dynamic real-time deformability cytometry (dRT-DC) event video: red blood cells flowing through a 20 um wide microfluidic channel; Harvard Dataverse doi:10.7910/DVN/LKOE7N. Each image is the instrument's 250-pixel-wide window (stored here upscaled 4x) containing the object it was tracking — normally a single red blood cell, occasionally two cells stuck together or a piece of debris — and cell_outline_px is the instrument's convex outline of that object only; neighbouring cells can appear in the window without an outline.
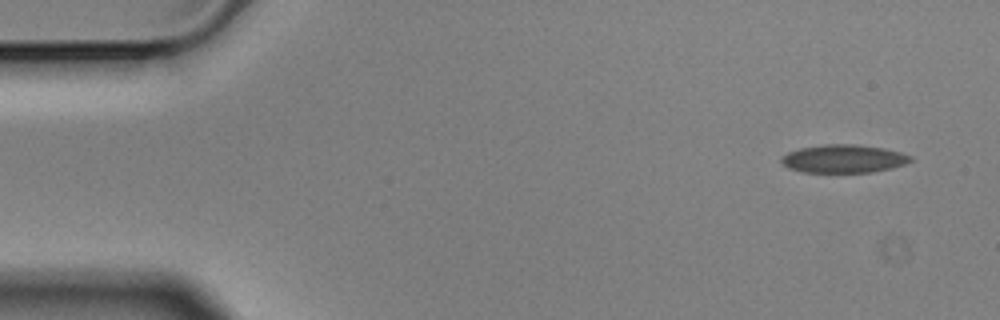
{"species": "Egyptian fruit bat (a non-hibernating species)", "species_latin": "Rousettus aegyptiacus", "temperature_condition": "cold", "stored_images_in_passage": 4, "camera_frame_rate_fps": 3000, "um_per_image_px": 0.085, "animal": {"sex": "male"}, "frame": {"image": 1, "passage_image": 1, "time_ms": 0.0, "image_size_px": [1000, 320], "cell_outline_px": [[912, 160], [904, 164], [892, 168], [872, 172], [804, 172], [788, 168], [780, 160], [788, 152], [800, 148], [824, 144], [856, 144], [884, 148], [900, 152], [912, 156]], "centroid_in_image_um": [71.72, 13.49], "position_along_channel_um": 13.3, "area_um2": 21.1}}
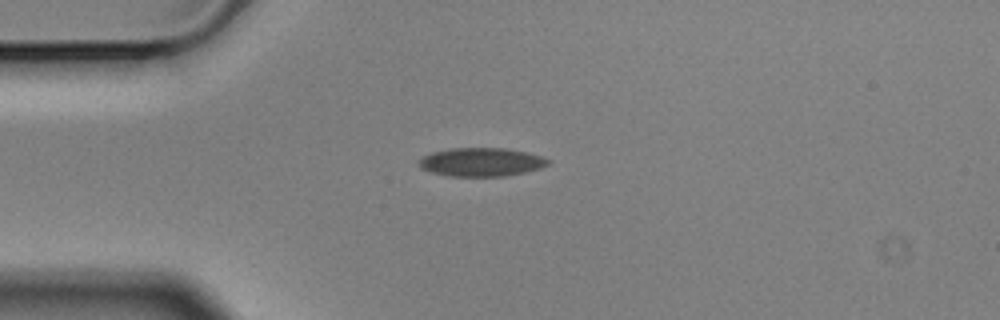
{"frame": {"image": 2, "passage_image": 3, "time_ms": 0.667, "image_size_px": [1000, 320], "cell_outline_px": [[552, 164], [540, 168], [524, 172], [504, 176], [444, 176], [420, 168], [416, 164], [416, 160], [432, 152], [452, 148], [504, 148], [524, 152], [540, 156], [552, 160]], "centroid_in_image_um": [40.87, 13.78], "position_along_channel_um": 44.1, "area_um2": 21.62}}
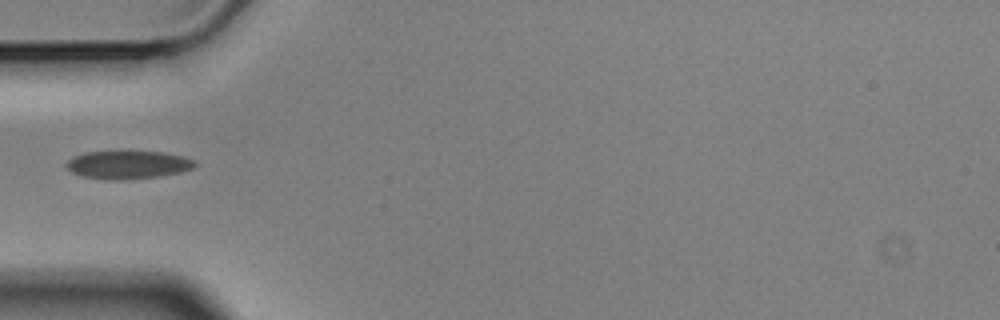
{"frame": {"image": 3, "passage_image": 4, "time_ms": 1.0, "image_size_px": [1000, 320], "cell_outline_px": [[196, 164], [192, 168], [180, 172], [160, 176], [124, 180], [108, 180], [84, 176], [72, 172], [68, 168], [68, 160], [84, 152], [164, 152], [184, 156], [196, 160]], "centroid_in_image_um": [10.93, 14.01], "position_along_channel_um": 74.1, "area_um2": 20.81}}